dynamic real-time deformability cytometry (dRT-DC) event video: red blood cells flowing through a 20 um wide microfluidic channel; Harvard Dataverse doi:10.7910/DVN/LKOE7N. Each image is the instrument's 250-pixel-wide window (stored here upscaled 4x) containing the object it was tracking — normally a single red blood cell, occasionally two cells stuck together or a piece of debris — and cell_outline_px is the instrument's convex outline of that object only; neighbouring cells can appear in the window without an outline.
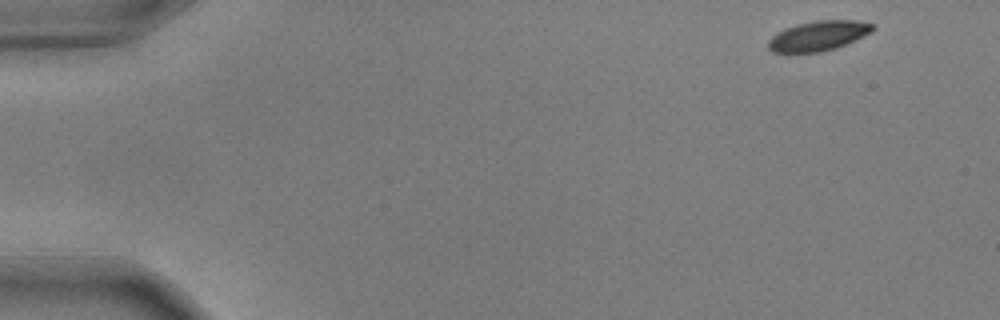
{"species": "common noctule bat (a hibernating species)", "species_latin": "Nyctalus noctula", "temperature_condition": "warm", "stored_images_in_passage": 9, "camera_frame_rate_fps": 3000, "um_per_image_px": 0.085, "animal": {"sex": "male", "body_mass_g": 17.9, "forearm_length_mm": 54.2}, "frame": {"image": 1, "passage_image": 1, "time_ms": 0.0, "image_size_px": [1000, 320], "cell_outline_px": [[876, 28], [872, 32], [856, 40], [836, 48], [820, 52], [788, 56], [772, 52], [768, 48], [768, 40], [776, 32], [784, 28], [796, 24], [816, 20], [856, 20], [876, 24]], "centroid_in_image_um": [69.51, 3.08], "position_along_channel_um": 15.5, "area_um2": 19.13}}